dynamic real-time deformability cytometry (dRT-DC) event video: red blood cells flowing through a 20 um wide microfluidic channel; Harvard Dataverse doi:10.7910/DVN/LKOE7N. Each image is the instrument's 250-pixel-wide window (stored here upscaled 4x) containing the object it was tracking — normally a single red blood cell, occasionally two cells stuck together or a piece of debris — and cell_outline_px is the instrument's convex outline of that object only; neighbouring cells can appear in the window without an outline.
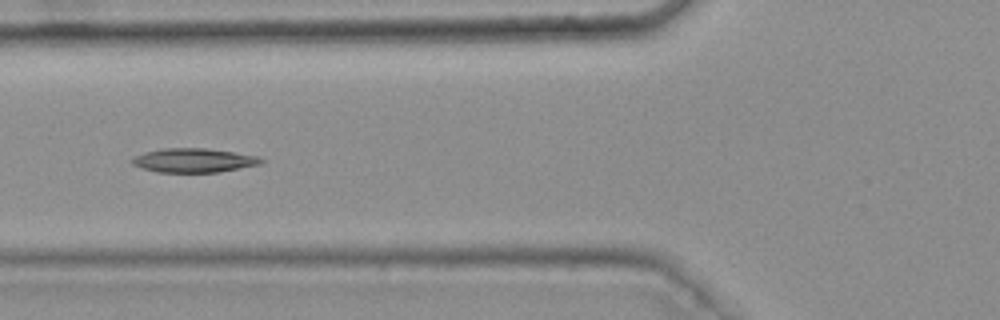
{"species": "common noctule bat (a hibernating species)", "species_latin": "Nyctalus noctula", "temperature_condition": "warm", "stored_images_in_passage": 47, "camera_frame_rate_fps": 3000, "um_per_image_px": 0.085, "animal": {"sex": "female", "body_mass_g": 25.1}, "frame": {"image": 1, "passage_image": 21, "time_ms": 6.667, "image_size_px": [1000, 320], "cell_outline_px": [[264, 160], [260, 164], [220, 172], [156, 172], [132, 164], [132, 160], [136, 156], [144, 152], [164, 148], [204, 148], [232, 152], [256, 156]], "centroid_in_image_um": [16.46, 13.63], "position_along_channel_um": 109.3, "area_um2": 17.8}}